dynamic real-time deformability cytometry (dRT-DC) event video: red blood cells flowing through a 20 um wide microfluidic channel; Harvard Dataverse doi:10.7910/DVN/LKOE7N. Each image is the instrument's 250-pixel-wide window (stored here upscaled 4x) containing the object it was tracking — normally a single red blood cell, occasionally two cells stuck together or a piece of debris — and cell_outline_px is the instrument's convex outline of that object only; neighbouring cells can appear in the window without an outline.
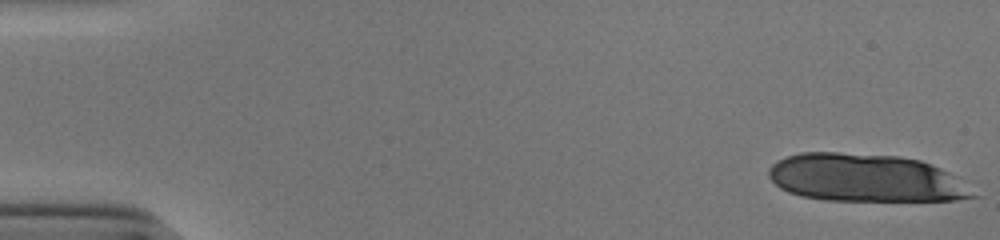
{"species": "human", "species_latin": "Homo sapiens", "temperature_condition": "cold", "stored_images_in_passage": 16, "camera_frame_rate_fps": 3000, "um_per_image_px": 0.085, "donor": {"sex": "male"}, "frame": {"image": 1, "passage_image": 1, "time_ms": 0.0, "image_size_px": [1000, 240], "cell_outline_px": [[980, 196], [956, 200], [828, 200], [800, 196], [788, 192], [780, 188], [768, 176], [768, 168], [776, 160], [800, 152], [836, 152], [900, 156], [920, 160], [940, 168], [956, 176]], "centroid_in_image_um": [73.56, 15.12], "position_along_channel_um": 11.4, "area_um2": 56.99}}